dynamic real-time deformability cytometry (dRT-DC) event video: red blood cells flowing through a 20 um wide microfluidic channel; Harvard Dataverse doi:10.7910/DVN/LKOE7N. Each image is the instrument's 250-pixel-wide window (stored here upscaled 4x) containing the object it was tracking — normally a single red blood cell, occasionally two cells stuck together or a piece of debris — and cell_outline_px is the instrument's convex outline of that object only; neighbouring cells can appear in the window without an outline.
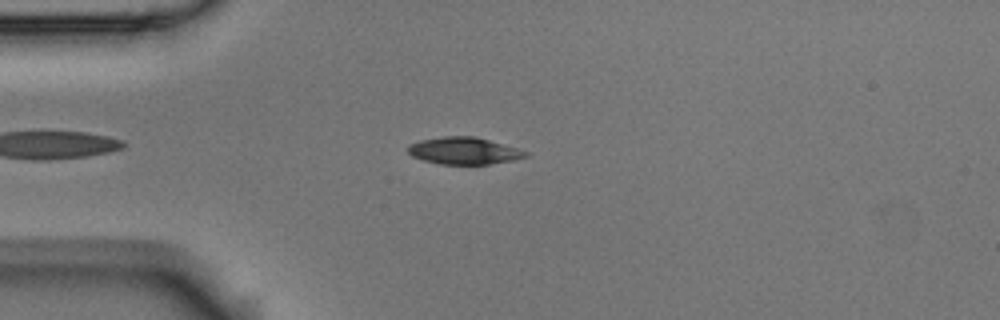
{"species": "Egyptian fruit bat (a non-hibernating species)", "species_latin": "Rousettus aegyptiacus", "temperature_condition": "room temperature", "stored_images_in_passage": 50, "camera_frame_rate_fps": 3000, "um_per_image_px": 0.085, "animal": {"sex": "male"}, "frame": {"image": 1, "passage_image": 8, "time_ms": 2.333, "image_size_px": [1000, 320], "cell_outline_px": [[532, 156], [512, 160], [488, 164], [440, 164], [424, 160], [412, 156], [408, 152], [408, 144], [420, 140], [444, 136], [472, 136], [488, 140], [516, 148], [528, 152]], "centroid_in_image_um": [39.43, 12.82], "position_along_channel_um": 45.6, "area_um2": 18.38}}
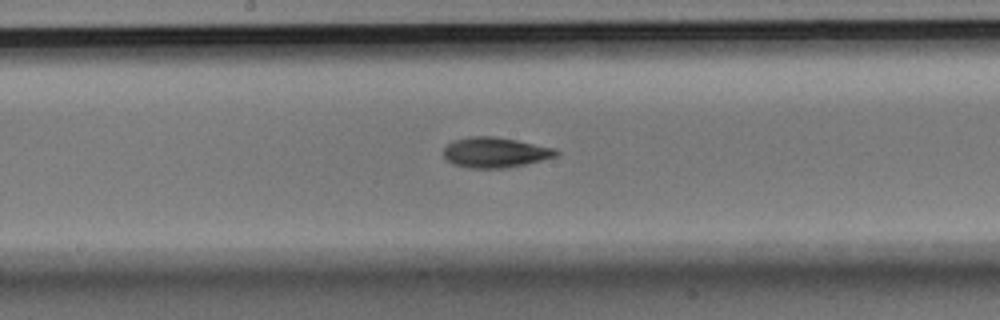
{"frame": {"image": 2, "passage_image": 23, "time_ms": 7.333, "image_size_px": [1000, 320], "cell_outline_px": [[560, 152], [556, 156], [508, 168], [468, 168], [452, 164], [444, 156], [444, 148], [452, 140], [468, 136], [496, 136], [556, 148]], "centroid_in_image_um": [42.07, 12.95], "position_along_channel_um": 206.1, "area_um2": 19.94}}
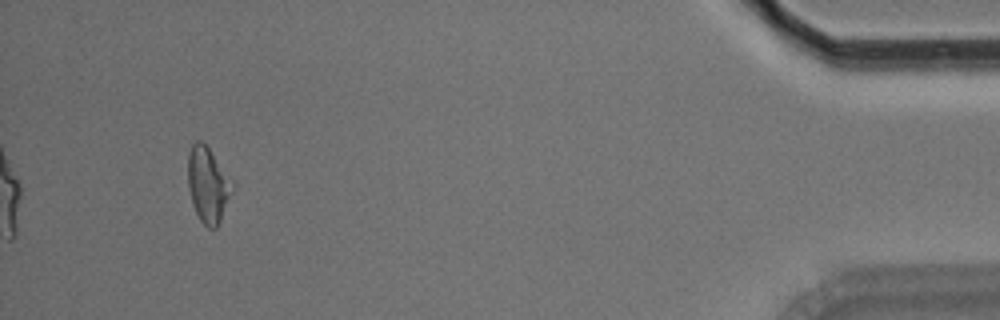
{"frame": {"image": 3, "passage_image": 47, "time_ms": 15.333, "image_size_px": [1000, 320], "cell_outline_px": [[236, 188], [216, 228], [208, 228], [200, 220], [196, 212], [188, 188], [188, 152], [192, 144], [196, 140], [200, 140], [208, 148], [236, 184]], "centroid_in_image_um": [17.71, 15.7], "position_along_channel_um": 417.5, "area_um2": 19.65}, "authors_computed_cell_mechanics": {"area_um2": 19.1607, "velocity_mm_per_s": 3.526, "shape_relaxation_time_tau1_ms": 3.0469, "shape_relaxation_time_tau2_ms": 5.4875, "deformation_change_tau1": 0.1258, "deformation_change_tau2": 0.1294}}